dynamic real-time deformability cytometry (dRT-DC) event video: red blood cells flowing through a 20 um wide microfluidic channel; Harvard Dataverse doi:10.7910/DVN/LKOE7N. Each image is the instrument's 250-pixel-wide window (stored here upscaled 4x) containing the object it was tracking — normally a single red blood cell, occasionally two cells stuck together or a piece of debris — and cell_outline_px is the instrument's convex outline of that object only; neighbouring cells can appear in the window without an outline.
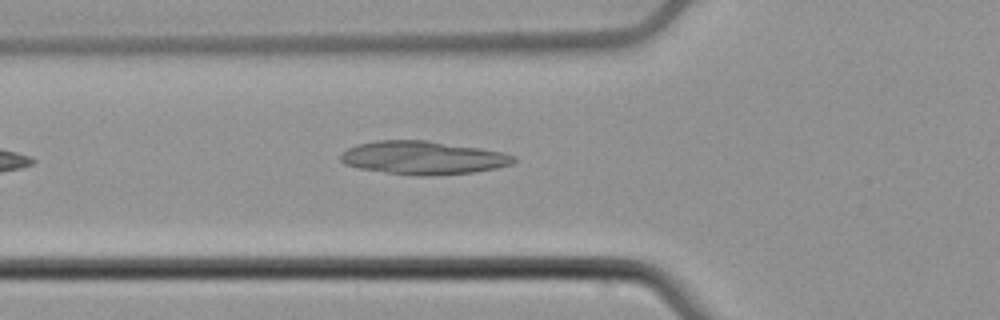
{"species": "common noctule bat (a hibernating species)", "species_latin": "Nyctalus noctula", "temperature_condition": "cold", "stored_images_in_passage": 2, "camera_frame_rate_fps": 3000, "um_per_image_px": 0.085, "animal": {"sex": "male", "body_mass_g": 21.5, "forearm_length_mm": 52.0}, "frame": {"image": 1, "passage_image": 2, "time_ms": 0.333, "image_size_px": [1000, 320], "cell_outline_px": [[516, 160], [512, 164], [496, 168], [472, 172], [428, 176], [420, 176], [388, 172], [360, 168], [344, 164], [340, 160], [340, 156], [348, 148], [356, 144], [376, 140], [428, 140], [480, 148], [504, 152], [516, 156]], "centroid_in_image_um": [35.98, 13.4], "position_along_channel_um": 89.8, "area_um2": 33.52}}